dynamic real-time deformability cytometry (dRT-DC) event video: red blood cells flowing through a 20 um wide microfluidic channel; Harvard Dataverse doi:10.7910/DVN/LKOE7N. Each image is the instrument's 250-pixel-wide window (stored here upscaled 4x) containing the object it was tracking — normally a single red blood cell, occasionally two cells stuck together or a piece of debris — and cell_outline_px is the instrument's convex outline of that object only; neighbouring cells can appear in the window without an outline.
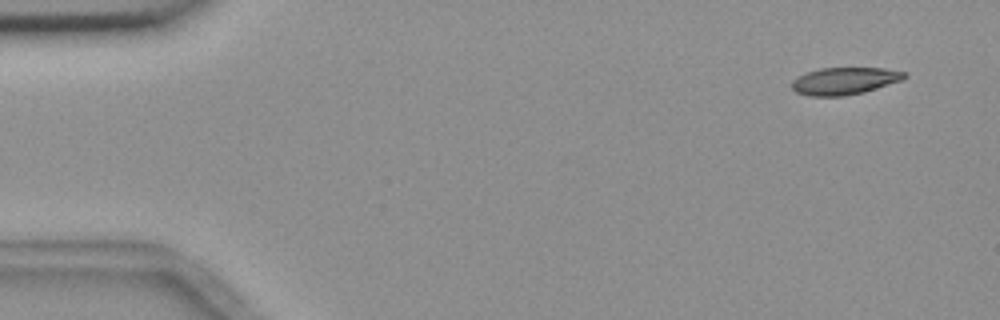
{"species": "common noctule bat (a hibernating species)", "species_latin": "Nyctalus noctula", "temperature_condition": "room temperature", "stored_images_in_passage": 8, "camera_frame_rate_fps": 3000, "um_per_image_px": 0.085, "animal": {"sex": "female", "body_mass_g": 18.4}, "frame": {"image": 1, "passage_image": 1, "time_ms": 0.0, "image_size_px": [1000, 320], "cell_outline_px": [[908, 76], [900, 80], [864, 92], [844, 96], [808, 96], [796, 92], [792, 88], [792, 80], [796, 76], [820, 68], [884, 68], [908, 72]], "centroid_in_image_um": [71.77, 6.88], "position_along_channel_um": 13.2, "area_um2": 17.86}}
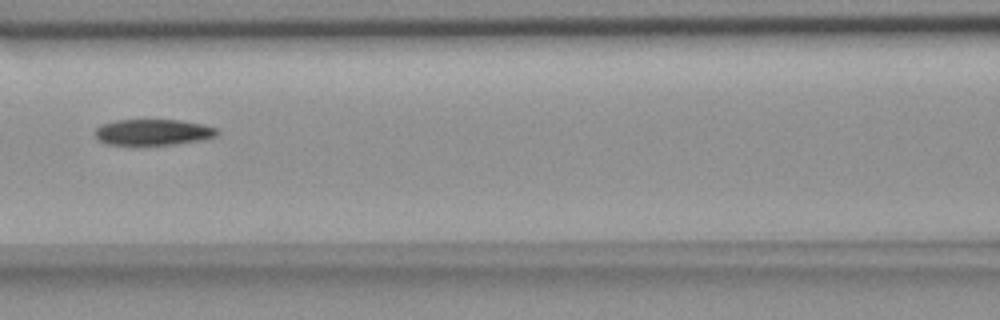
{"frame": {"image": 2, "passage_image": 7, "time_ms": 7.0, "image_size_px": [1000, 320], "cell_outline_px": [[220, 132], [216, 136], [200, 140], [172, 144], [108, 144], [100, 140], [96, 136], [96, 128], [100, 124], [116, 120], [180, 120], [204, 124], [216, 128]], "centroid_in_image_um": [13.04, 11.22], "position_along_channel_um": 153.6, "area_um2": 18.26}}
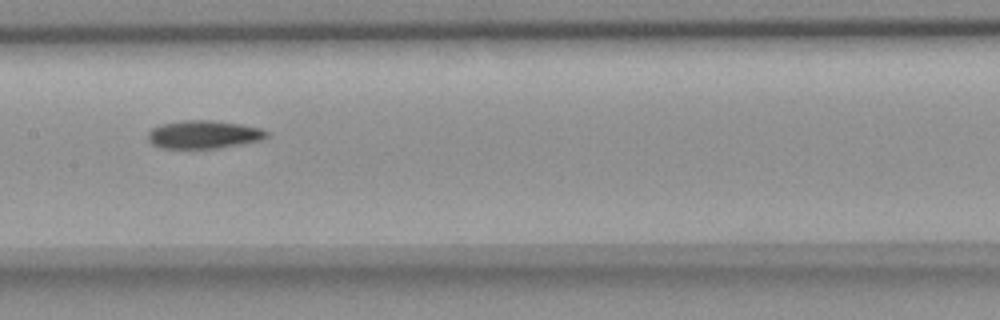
{"frame": {"image": 3, "passage_image": 8, "time_ms": 8.0, "image_size_px": [1000, 320], "cell_outline_px": [[268, 136], [256, 140], [240, 144], [216, 148], [160, 148], [152, 144], [148, 140], [148, 132], [152, 128], [160, 124], [180, 120], [208, 120], [240, 124], [260, 128], [268, 132]], "centroid_in_image_um": [17.24, 11.42], "position_along_channel_um": 190.2, "area_um2": 19.25}}